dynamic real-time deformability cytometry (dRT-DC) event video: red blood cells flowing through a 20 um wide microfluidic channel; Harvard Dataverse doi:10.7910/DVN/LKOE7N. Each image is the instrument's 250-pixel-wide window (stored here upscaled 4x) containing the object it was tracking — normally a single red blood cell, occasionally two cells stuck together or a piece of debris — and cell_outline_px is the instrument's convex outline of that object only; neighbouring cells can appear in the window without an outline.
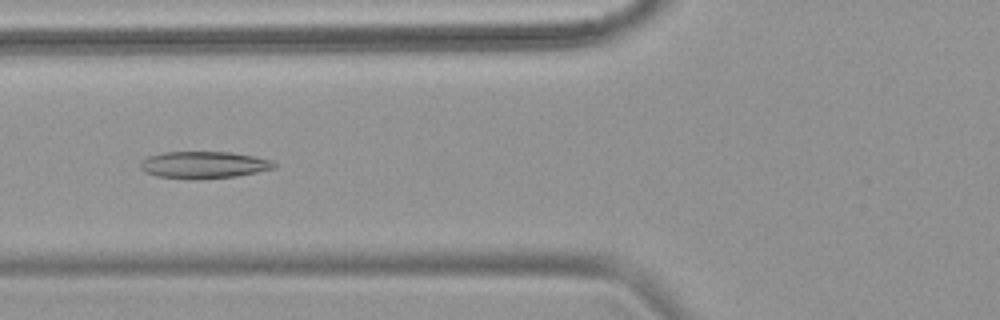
{"species": "common noctule bat (a hibernating species)", "species_latin": "Nyctalus noctula", "temperature_condition": "warm", "stored_images_in_passage": 53, "camera_frame_rate_fps": 3000, "um_per_image_px": 0.085, "animal": {"sex": "female", "body_mass_g": 18.4}, "frame": {"image": 1, "passage_image": 21, "time_ms": 6.667, "image_size_px": [1000, 320], "cell_outline_px": [[276, 168], [236, 176], [200, 180], [188, 180], [156, 176], [144, 172], [140, 168], [140, 164], [148, 156], [164, 152], [228, 152], [252, 156], [272, 160], [276, 164]], "centroid_in_image_um": [17.3, 14.03], "position_along_channel_um": 108.5, "area_um2": 21.21}}
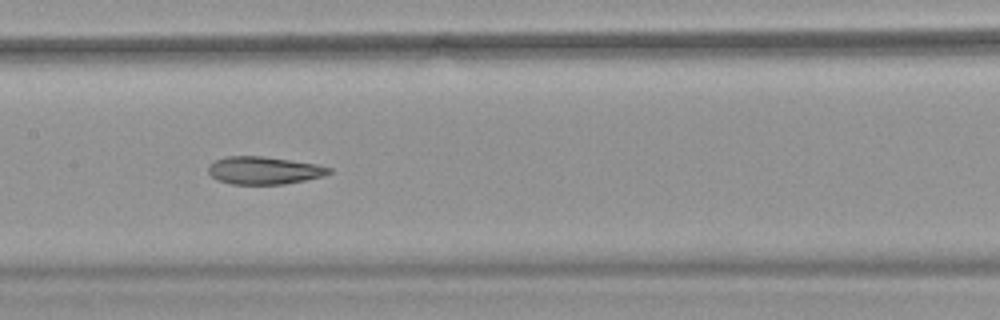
{"frame": {"image": 2, "passage_image": 27, "time_ms": 8.667, "image_size_px": [1000, 320], "cell_outline_px": [[332, 172], [324, 176], [284, 184], [232, 184], [216, 180], [208, 172], [208, 168], [216, 160], [228, 156], [264, 156], [316, 164], [332, 168]], "centroid_in_image_um": [22.46, 14.49], "position_along_channel_um": 184.9, "area_um2": 19.36}}
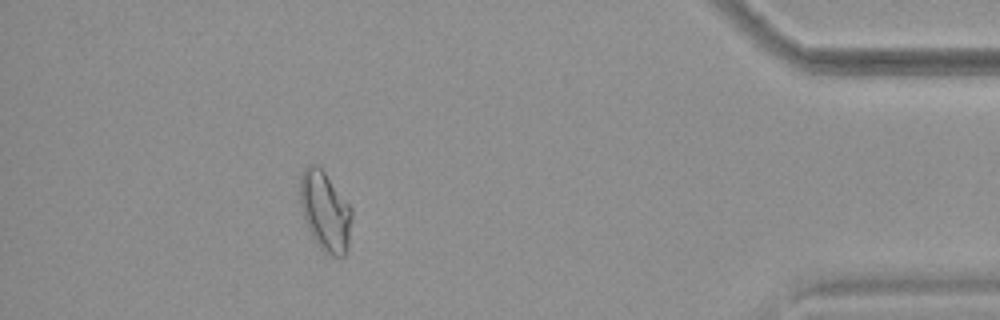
{"frame": {"image": 3, "passage_image": 48, "time_ms": 15.667, "image_size_px": [1000, 320], "cell_outline_px": [[352, 220], [348, 244], [344, 256], [332, 256], [324, 252], [320, 248], [312, 236], [308, 228], [300, 204], [300, 176], [304, 168], [308, 164], [316, 164], [324, 172], [352, 208]], "centroid_in_image_um": [27.64, 17.95], "position_along_channel_um": 407.6, "area_um2": 23.81}, "authors_computed_cell_mechanics": {"area_um2": 22.0796, "velocity_mm_per_s": 3.8167, "shape_relaxation_time_tau1_ms": null, "shape_relaxation_time_tau2_ms": 2.0004, "deformation_change_tau1": null, "deformation_change_tau2": 0.0863}}